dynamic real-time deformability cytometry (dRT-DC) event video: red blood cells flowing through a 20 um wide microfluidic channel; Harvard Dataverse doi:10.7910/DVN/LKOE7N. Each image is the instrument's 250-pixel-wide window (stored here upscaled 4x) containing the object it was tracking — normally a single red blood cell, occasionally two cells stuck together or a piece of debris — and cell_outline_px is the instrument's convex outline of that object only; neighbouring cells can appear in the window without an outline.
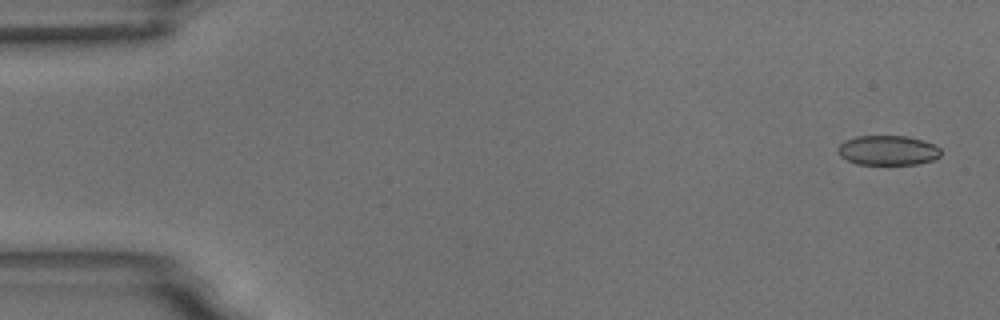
{"species": "common noctule bat (a hibernating species)", "species_latin": "Nyctalus noctula", "temperature_condition": "room temperature", "stored_images_in_passage": 5, "camera_frame_rate_fps": 3000, "um_per_image_px": 0.085, "animal": {"sex": "male", "body_mass_g": 18.8}, "frame": {"image": 1, "passage_image": 1, "time_ms": 0.0, "image_size_px": [1000, 320], "cell_outline_px": [[940, 156], [932, 160], [916, 164], [856, 164], [840, 156], [836, 152], [836, 148], [844, 140], [856, 136], [904, 136], [924, 140], [936, 144], [940, 148]], "centroid_in_image_um": [75.45, 12.77], "position_along_channel_um": 9.6, "area_um2": 17.98}}
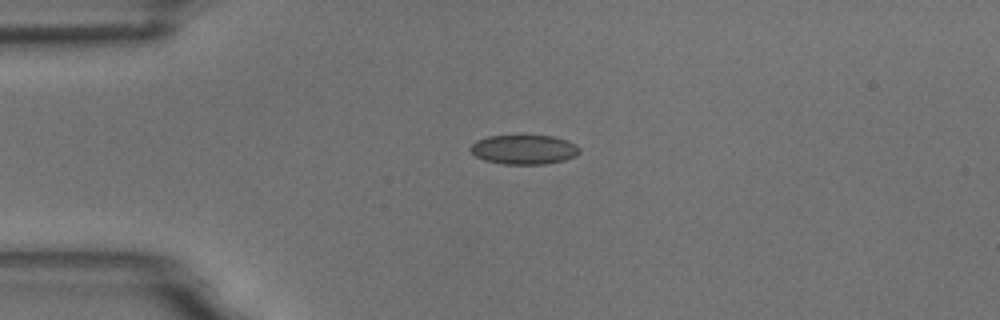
{"frame": {"image": 2, "passage_image": 4, "time_ms": 3.667, "image_size_px": [1000, 320], "cell_outline_px": [[580, 152], [576, 156], [564, 160], [544, 164], [504, 164], [484, 160], [476, 156], [468, 148], [476, 140], [488, 136], [552, 136], [568, 140], [576, 144], [580, 148]], "centroid_in_image_um": [44.55, 12.71], "position_along_channel_um": 40.4, "area_um2": 18.73}}